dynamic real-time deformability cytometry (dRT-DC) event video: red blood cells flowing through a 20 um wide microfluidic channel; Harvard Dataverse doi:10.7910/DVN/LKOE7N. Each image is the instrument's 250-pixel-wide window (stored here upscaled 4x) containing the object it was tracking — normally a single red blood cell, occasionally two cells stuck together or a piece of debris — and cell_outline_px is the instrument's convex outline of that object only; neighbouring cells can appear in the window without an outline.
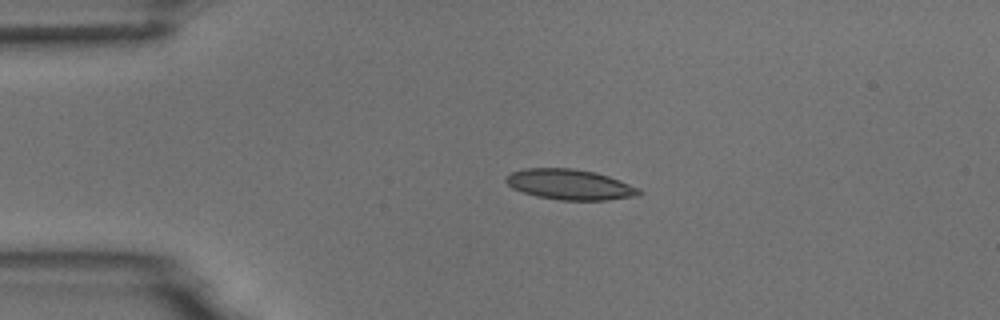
{"species": "common noctule bat (a hibernating species)", "species_latin": "Nyctalus noctula", "temperature_condition": "room temperature", "stored_images_in_passage": 2, "camera_frame_rate_fps": 3000, "um_per_image_px": 0.085, "animal": {"sex": "male", "body_mass_g": 18.8}, "frame": {"image": 1, "passage_image": 1, "time_ms": 0.0, "image_size_px": [1000, 320], "cell_outline_px": [[644, 192], [640, 196], [608, 200], [560, 200], [536, 196], [512, 188], [504, 180], [504, 176], [512, 172], [524, 168], [572, 168], [596, 172], [620, 180], [640, 188]], "centroid_in_image_um": [48.47, 15.68], "position_along_channel_um": 36.5, "area_um2": 23.87}}